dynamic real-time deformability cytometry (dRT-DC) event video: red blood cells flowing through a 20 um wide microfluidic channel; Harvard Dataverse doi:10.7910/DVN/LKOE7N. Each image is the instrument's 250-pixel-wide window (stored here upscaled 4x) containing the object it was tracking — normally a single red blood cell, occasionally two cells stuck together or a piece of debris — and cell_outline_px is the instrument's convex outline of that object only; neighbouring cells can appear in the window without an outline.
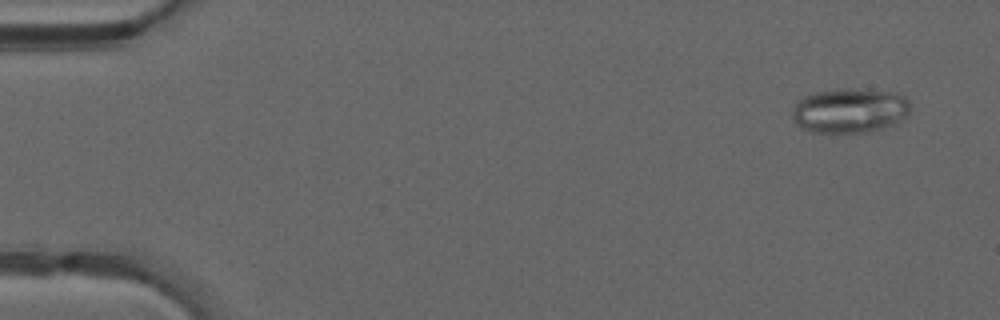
{"species": "common noctule bat (a hibernating species)", "species_latin": "Nyctalus noctula", "temperature_condition": "warm", "stored_images_in_passage": 49, "camera_frame_rate_fps": 3000, "um_per_image_px": 0.085, "animal": {"sex": "male", "forearm_length_mm": 52.5}, "frame": {"image": 1, "passage_image": 3, "time_ms": 0.667, "image_size_px": [1000, 320], "cell_outline_px": [[908, 112], [892, 128], [864, 132], [812, 132], [800, 128], [796, 124], [792, 116], [792, 112], [796, 104], [804, 96], [816, 92], [840, 88], [888, 92], [904, 96], [908, 100]], "centroid_in_image_um": [72.21, 9.42], "position_along_channel_um": 12.8, "area_um2": 30.58}}
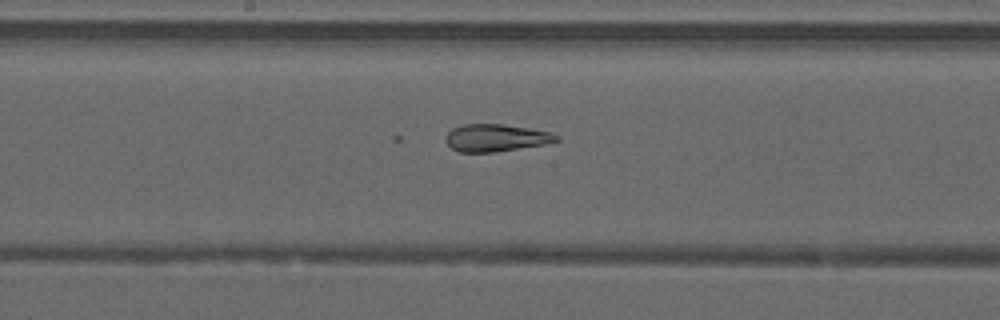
{"frame": {"image": 2, "passage_image": 26, "time_ms": 8.333, "image_size_px": [1000, 320], "cell_outline_px": [[560, 140], [544, 144], [496, 152], [460, 152], [452, 148], [444, 140], [444, 136], [452, 128], [464, 124], [504, 124], [552, 132], [560, 136]], "centroid_in_image_um": [42.15, 11.71], "position_along_channel_um": 206.1, "area_um2": 17.74}}
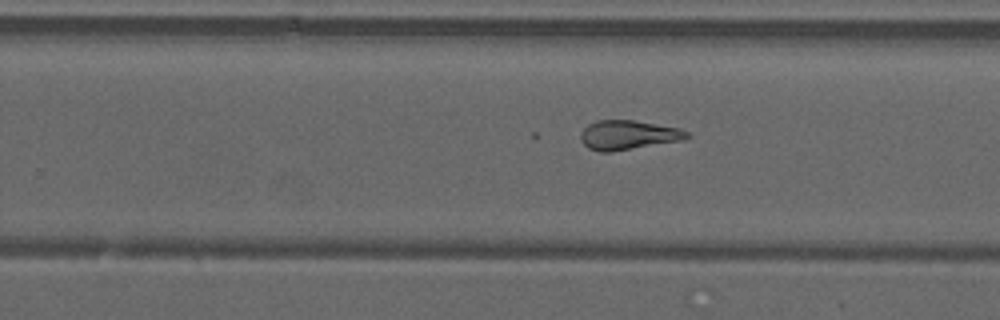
{"frame": {"image": 3, "passage_image": 31, "time_ms": 10.0, "image_size_px": [1000, 320], "cell_outline_px": [[692, 136], [684, 140], [612, 152], [600, 152], [588, 148], [580, 140], [580, 132], [588, 124], [596, 120], [636, 120], [680, 128], [688, 132]], "centroid_in_image_um": [53.4, 11.47], "position_along_channel_um": 276.4, "area_um2": 18.5}}